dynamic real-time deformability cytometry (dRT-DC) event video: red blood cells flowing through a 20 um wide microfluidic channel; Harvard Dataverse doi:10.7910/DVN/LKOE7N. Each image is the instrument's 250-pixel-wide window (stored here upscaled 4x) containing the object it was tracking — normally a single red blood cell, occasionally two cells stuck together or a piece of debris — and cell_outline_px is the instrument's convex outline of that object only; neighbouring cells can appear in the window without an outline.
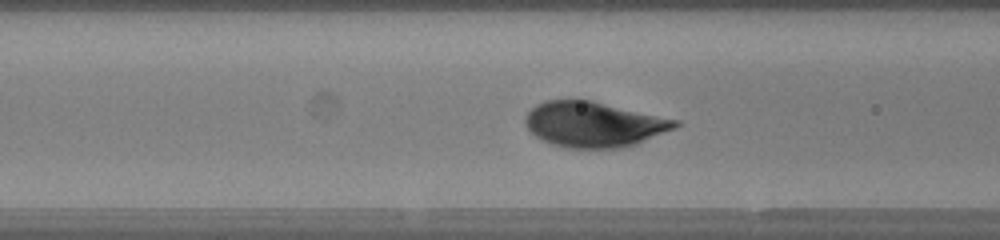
{"species": "human", "species_latin": "Homo sapiens", "temperature_condition": "warm", "stored_images_in_passage": 37, "camera_frame_rate_fps": 3000, "um_per_image_px": 0.085, "donor": {"sex": "female"}, "frame": {"image": 1, "passage_image": 6, "time_ms": 1.667, "image_size_px": [1000, 240], "cell_outline_px": [[684, 124], [676, 128], [636, 144], [620, 148], [568, 148], [552, 144], [540, 140], [528, 132], [524, 124], [524, 116], [536, 104], [544, 100], [592, 100], [680, 120]], "centroid_in_image_um": [50.47, 10.57], "position_along_channel_um": 116.1, "area_um2": 40.17}}
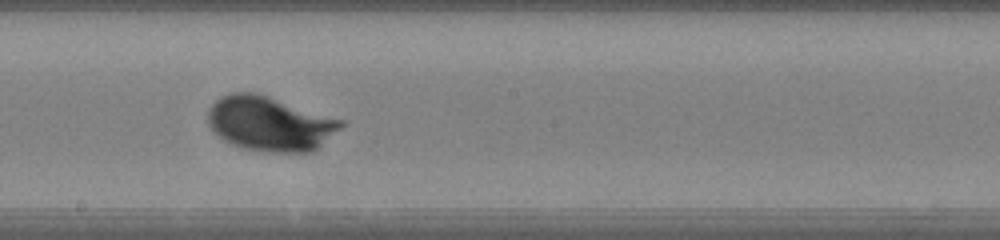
{"frame": {"image": 2, "passage_image": 14, "time_ms": 4.333, "image_size_px": [1000, 240], "cell_outline_px": [[344, 124], [340, 128], [312, 152], [268, 152], [244, 148], [232, 144], [224, 140], [208, 124], [208, 112], [212, 104], [220, 96], [232, 92], [252, 92], [268, 96], [344, 120]], "centroid_in_image_um": [22.93, 10.5], "position_along_channel_um": 225.3, "area_um2": 41.91}}
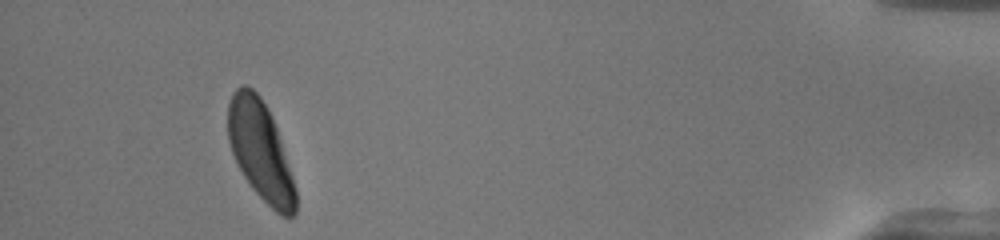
{"frame": {"image": 3, "passage_image": 33, "time_ms": 10.667, "image_size_px": [1000, 240], "cell_outline_px": [[296, 212], [292, 216], [280, 216], [252, 188], [244, 176], [232, 152], [228, 140], [228, 104], [232, 92], [240, 84], [248, 84], [260, 96], [268, 108], [272, 116], [296, 188]], "centroid_in_image_um": [22.12, 12.77], "position_along_channel_um": 413.1, "area_um2": 38.67}, "authors_computed_cell_mechanics": {"area_um2": 40.4022, "velocity_mm_per_s": 4.1095, "shape_relaxation_time_tau1_ms": 1.6846, "shape_relaxation_time_tau2_ms": null, "deformation_change_tau1": 0.1283, "deformation_change_tau2": null}}